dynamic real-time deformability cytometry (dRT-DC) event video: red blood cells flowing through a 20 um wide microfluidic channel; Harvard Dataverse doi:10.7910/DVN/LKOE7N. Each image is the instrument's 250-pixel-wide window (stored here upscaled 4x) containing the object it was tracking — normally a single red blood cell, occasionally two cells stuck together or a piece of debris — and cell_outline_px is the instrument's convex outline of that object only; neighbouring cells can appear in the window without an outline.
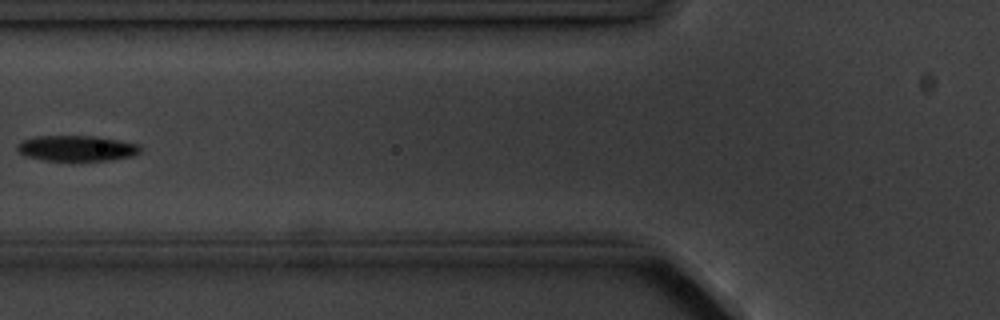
{"species": "common noctule bat (a hibernating species)", "species_latin": "Nyctalus noctula", "temperature_condition": "cold", "stored_images_in_passage": 14, "camera_frame_rate_fps": 3000, "um_per_image_px": 0.085, "animal": {"sex": "male", "body_mass_g": 20.1, "forearm_length_mm": 53.5}, "frame": {"image": 1, "passage_image": 5, "time_ms": 5.667, "image_size_px": [1000, 320], "cell_outline_px": [[140, 152], [132, 156], [112, 160], [44, 160], [24, 156], [16, 148], [24, 140], [36, 136], [100, 136], [140, 144]], "centroid_in_image_um": [6.57, 12.6], "position_along_channel_um": 119.2, "area_um2": 18.32}}
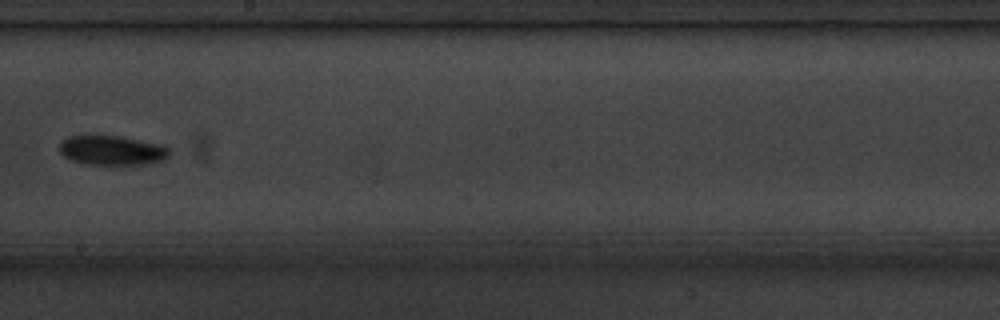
{"frame": {"image": 2, "passage_image": 8, "time_ms": 9.0, "image_size_px": [1000, 320], "cell_outline_px": [[172, 152], [164, 160], [148, 164], [120, 168], [80, 164], [64, 156], [60, 152], [60, 144], [68, 136], [120, 136], [164, 144]], "centroid_in_image_um": [9.59, 12.84], "position_along_channel_um": 238.6, "area_um2": 20.0}}
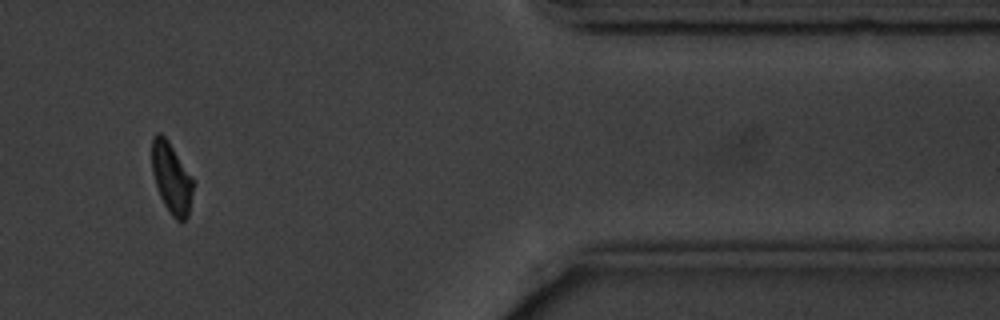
{"frame": {"image": 3, "passage_image": 12, "time_ms": 14.333, "image_size_px": [1000, 320], "cell_outline_px": [[192, 192], [188, 216], [180, 224], [172, 216], [164, 204], [160, 196], [152, 172], [152, 136], [156, 132], [160, 132], [168, 140], [192, 180]], "centroid_in_image_um": [14.54, 15.14], "position_along_channel_um": 396.9, "area_um2": 16.59}, "authors_computed_cell_mechanics": {"area_um2": 17.6001, "velocity_mm_per_s": 3.5914, "shape_relaxation_time_tau1_ms": 1.0718, "shape_relaxation_time_tau2_ms": null, "deformation_change_tau1": 0.0684, "deformation_change_tau2": null}}